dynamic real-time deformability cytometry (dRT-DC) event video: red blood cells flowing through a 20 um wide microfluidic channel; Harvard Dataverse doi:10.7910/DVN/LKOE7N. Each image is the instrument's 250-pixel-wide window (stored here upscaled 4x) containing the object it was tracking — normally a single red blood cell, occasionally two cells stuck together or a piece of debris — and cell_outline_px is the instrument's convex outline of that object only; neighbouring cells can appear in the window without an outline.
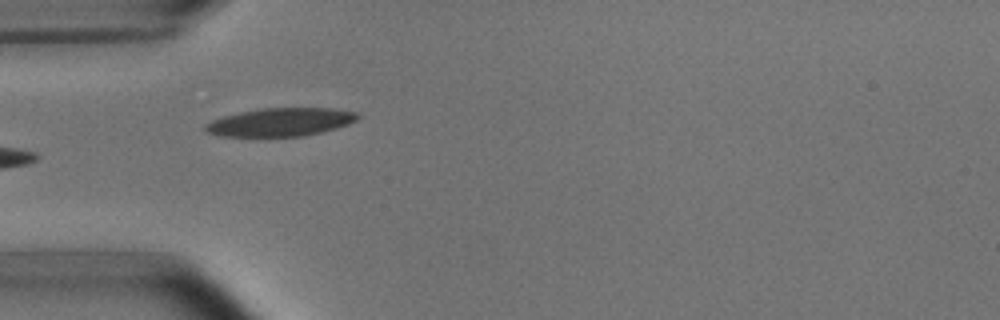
{"species": "common noctule bat (a hibernating species)", "species_latin": "Nyctalus noctula", "temperature_condition": "room temperature", "stored_images_in_passage": 5, "camera_frame_rate_fps": 3000, "um_per_image_px": 0.085, "animal": {"sex": "male", "body_mass_g": 15.6}, "frame": {"image": 1, "passage_image": 4, "time_ms": 3.667, "image_size_px": [1000, 320], "cell_outline_px": [[360, 116], [356, 120], [348, 124], [320, 132], [304, 136], [220, 136], [208, 132], [204, 128], [204, 124], [212, 120], [224, 116], [240, 112], [260, 108], [336, 108], [356, 112]], "centroid_in_image_um": [23.84, 10.37], "position_along_channel_um": 61.2, "area_um2": 24.91}}